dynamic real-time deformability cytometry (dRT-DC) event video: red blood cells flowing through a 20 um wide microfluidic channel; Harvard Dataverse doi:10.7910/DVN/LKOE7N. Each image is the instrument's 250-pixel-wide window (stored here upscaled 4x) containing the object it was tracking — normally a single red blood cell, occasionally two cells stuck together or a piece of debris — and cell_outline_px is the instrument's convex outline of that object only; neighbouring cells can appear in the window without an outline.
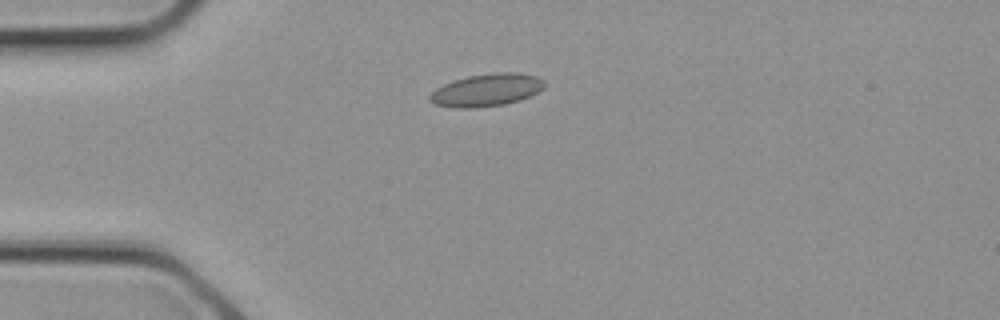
{"species": "common noctule bat (a hibernating species)", "species_latin": "Nyctalus noctula", "temperature_condition": "cold", "stored_images_in_passage": 2, "camera_frame_rate_fps": 3000, "um_per_image_px": 0.085, "animal": {"sex": "female", "body_mass_g": 21.9}, "frame": {"image": 1, "passage_image": 2, "time_ms": 0.333, "image_size_px": [1000, 320], "cell_outline_px": [[544, 88], [520, 100], [504, 104], [476, 108], [452, 108], [436, 104], [428, 100], [428, 96], [436, 88], [444, 84], [468, 76], [492, 72], [516, 72], [536, 76], [544, 80]], "centroid_in_image_um": [41.34, 7.65], "position_along_channel_um": 43.7, "area_um2": 21.73}}